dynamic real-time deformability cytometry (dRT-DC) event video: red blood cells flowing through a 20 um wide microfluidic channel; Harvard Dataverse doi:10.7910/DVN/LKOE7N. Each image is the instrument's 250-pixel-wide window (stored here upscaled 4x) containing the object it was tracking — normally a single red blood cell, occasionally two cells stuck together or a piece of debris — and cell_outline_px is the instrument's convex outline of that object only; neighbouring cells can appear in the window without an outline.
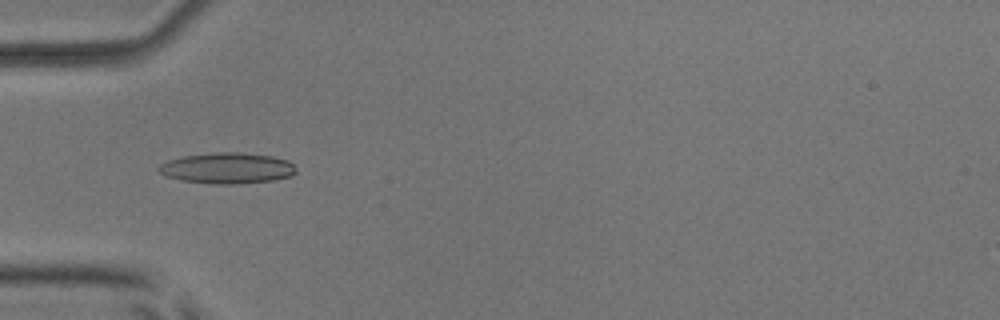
{"species": "common noctule bat (a hibernating species)", "species_latin": "Nyctalus noctula", "temperature_condition": "room temperature", "stored_images_in_passage": 52, "camera_frame_rate_fps": 3000, "um_per_image_px": 0.085, "animal": {"sex": "male", "body_mass_g": 17.9, "forearm_length_mm": 54.2}, "frame": {"image": 1, "passage_image": 17, "time_ms": 5.333, "image_size_px": [1000, 320], "cell_outline_px": [[296, 172], [292, 176], [272, 180], [236, 184], [212, 184], [180, 180], [168, 176], [160, 172], [156, 168], [160, 164], [168, 160], [184, 156], [212, 152], [240, 152], [272, 156], [288, 160], [296, 168]], "centroid_in_image_um": [19.32, 14.29], "position_along_channel_um": 65.7, "area_um2": 24.8}}
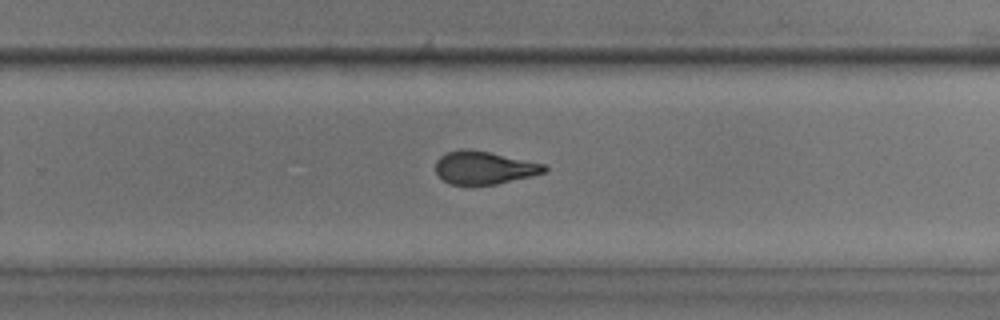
{"frame": {"image": 2, "passage_image": 34, "time_ms": 11.0, "image_size_px": [1000, 320], "cell_outline_px": [[548, 168], [544, 172], [532, 176], [496, 184], [472, 188], [448, 184], [436, 172], [436, 160], [440, 156], [448, 152], [460, 148], [468, 148], [488, 152], [544, 164]], "centroid_in_image_um": [41.09, 14.29], "position_along_channel_um": 288.7, "area_um2": 21.33}}
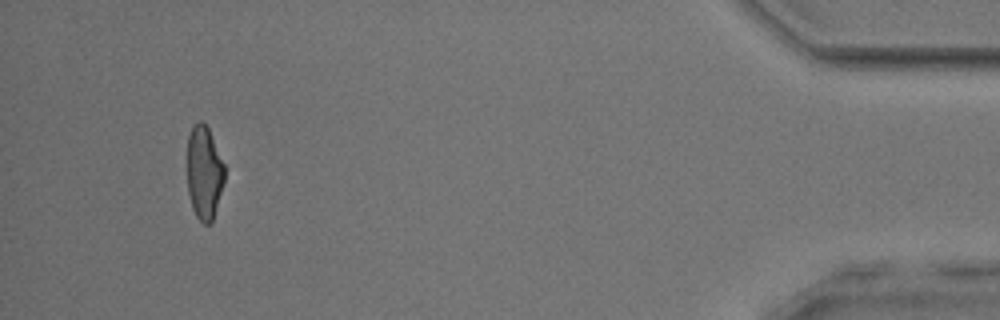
{"frame": {"image": 3, "passage_image": 49, "time_ms": 16.0, "image_size_px": [1000, 320], "cell_outline_px": [[224, 180], [212, 224], [204, 224], [196, 216], [192, 208], [188, 192], [188, 136], [192, 124], [200, 120], [208, 128], [224, 164]], "centroid_in_image_um": [17.35, 14.69], "position_along_channel_um": 417.9, "area_um2": 20.23}, "authors_computed_cell_mechanics": {"area_um2": 21.9062, "velocity_mm_per_s": 3.9713, "shape_relaxation_time_tau1_ms": 8.4763, "shape_relaxation_time_tau2_ms": 1.4586, "deformation_change_tau1": 0.2315, "deformation_change_tau2": 0.0983}}